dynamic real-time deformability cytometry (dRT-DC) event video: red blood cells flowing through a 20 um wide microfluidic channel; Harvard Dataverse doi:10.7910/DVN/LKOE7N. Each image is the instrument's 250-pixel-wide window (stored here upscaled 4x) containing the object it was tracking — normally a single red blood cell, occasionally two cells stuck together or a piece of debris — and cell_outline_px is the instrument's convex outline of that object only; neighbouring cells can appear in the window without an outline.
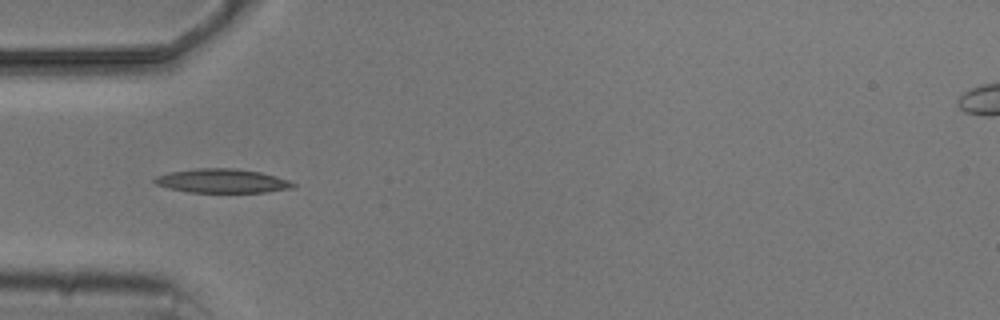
{"species": "common noctule bat (a hibernating species)", "species_latin": "Nyctalus noctula", "temperature_condition": "cold", "stored_images_in_passage": 7, "camera_frame_rate_fps": 3000, "um_per_image_px": 0.085, "animal": {"sex": "male", "body_mass_g": 20.5, "forearm_length_mm": 52.5}, "frame": {"image": 1, "passage_image": 3, "time_ms": 3.333, "image_size_px": [1000, 320], "cell_outline_px": [[296, 184], [292, 188], [268, 192], [188, 192], [168, 188], [156, 184], [152, 180], [156, 176], [168, 172], [196, 168], [236, 168], [260, 172], [276, 176], [288, 180]], "centroid_in_image_um": [18.86, 15.37], "position_along_channel_um": 66.1, "area_um2": 19.42}}
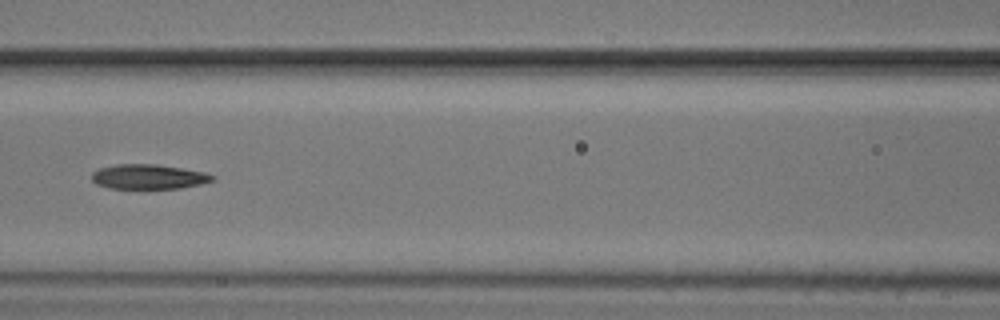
{"frame": {"image": 2, "passage_image": 5, "time_ms": 5.667, "image_size_px": [1000, 320], "cell_outline_px": [[216, 180], [200, 184], [180, 188], [108, 188], [96, 184], [92, 180], [92, 172], [100, 168], [116, 164], [156, 164], [204, 172], [216, 176]], "centroid_in_image_um": [12.63, 15.02], "position_along_channel_um": 154.0, "area_um2": 17.34}}
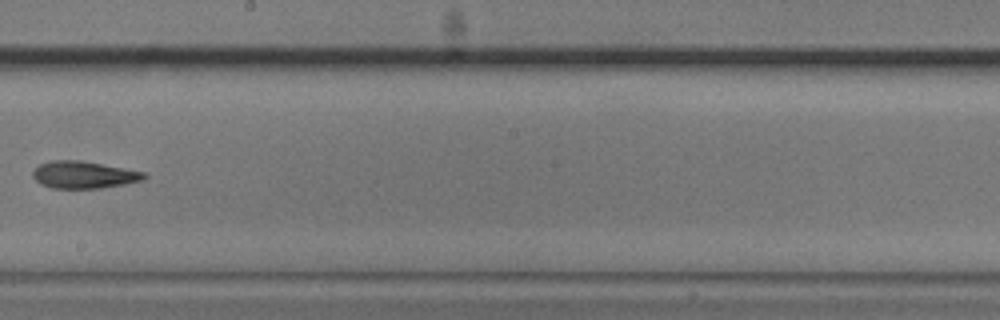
{"frame": {"image": 3, "passage_image": 7, "time_ms": 8.0, "image_size_px": [1000, 320], "cell_outline_px": [[148, 176], [144, 180], [124, 184], [100, 188], [52, 188], [40, 184], [32, 176], [32, 172], [40, 164], [52, 160], [80, 160], [124, 168], [144, 172]], "centroid_in_image_um": [7.12, 14.86], "position_along_channel_um": 241.1, "area_um2": 17.57}}